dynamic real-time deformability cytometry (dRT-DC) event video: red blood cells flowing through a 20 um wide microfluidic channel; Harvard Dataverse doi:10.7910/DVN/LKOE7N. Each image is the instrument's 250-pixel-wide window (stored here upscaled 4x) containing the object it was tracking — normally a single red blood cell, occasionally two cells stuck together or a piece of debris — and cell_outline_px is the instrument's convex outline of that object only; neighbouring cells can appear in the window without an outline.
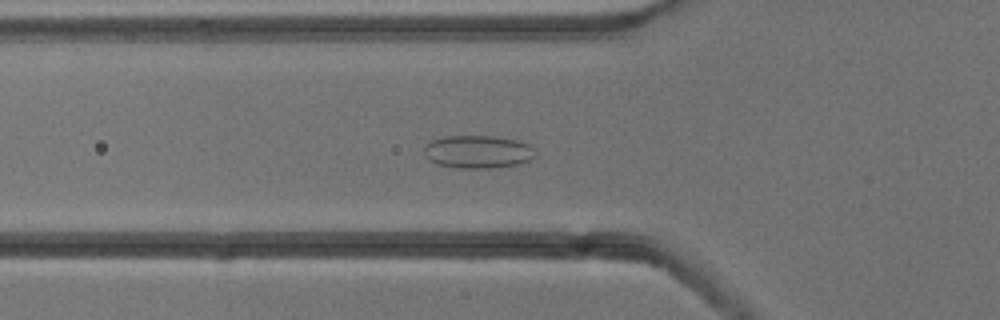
{"species": "common noctule bat (a hibernating species)", "species_latin": "Nyctalus noctula", "temperature_condition": "cold", "stored_images_in_passage": 55, "camera_frame_rate_fps": 3000, "um_per_image_px": 0.085, "animal": {"sex": "male", "body_mass_g": 13.3}, "frame": {"image": 1, "passage_image": 19, "time_ms": 6.0, "image_size_px": [1000, 320], "cell_outline_px": [[536, 156], [528, 160], [516, 164], [492, 168], [456, 168], [436, 164], [428, 160], [424, 152], [424, 148], [432, 140], [444, 136], [492, 136], [516, 140], [528, 144], [536, 148]], "centroid_in_image_um": [40.62, 12.9], "position_along_channel_um": 85.2, "area_um2": 21.39}}
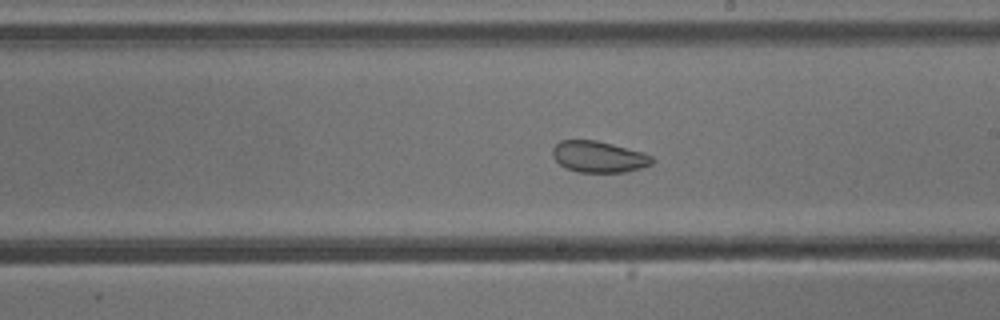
{"frame": {"image": 2, "passage_image": 31, "time_ms": 10.0, "image_size_px": [1000, 320], "cell_outline_px": [[656, 160], [652, 164], [640, 168], [624, 172], [576, 172], [560, 164], [552, 156], [552, 148], [560, 140], [596, 140], [644, 152], [652, 156]], "centroid_in_image_um": [50.91, 13.32], "position_along_channel_um": 238.1, "area_um2": 18.21}}
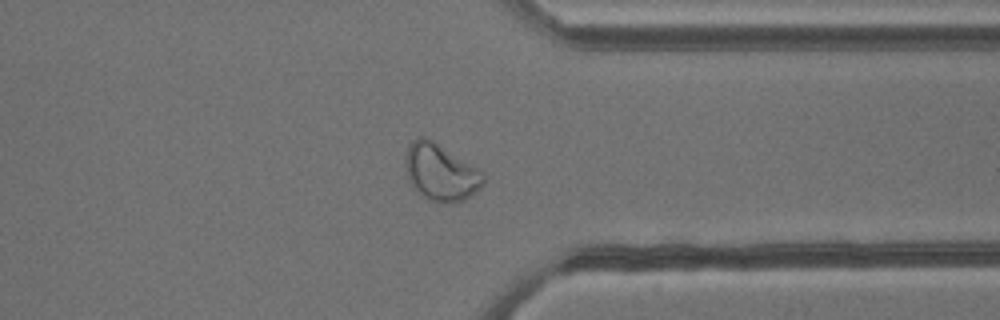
{"frame": {"image": 3, "passage_image": 42, "time_ms": 13.667, "image_size_px": [1000, 320], "cell_outline_px": [[484, 184], [480, 188], [464, 200], [452, 204], [444, 204], [428, 200], [420, 196], [416, 192], [408, 180], [404, 164], [408, 144], [412, 140], [420, 136], [424, 136], [432, 140], [484, 172]], "centroid_in_image_um": [37.43, 14.68], "position_along_channel_um": 374.0, "area_um2": 26.18}, "authors_computed_cell_mechanics": {"area_um2": 26.4724, "velocity_mm_per_s": 3.8101, "shape_relaxation_time_tau1_ms": null, "shape_relaxation_time_tau2_ms": 1.3244, "deformation_change_tau1": null, "deformation_change_tau2": 0.0642}}